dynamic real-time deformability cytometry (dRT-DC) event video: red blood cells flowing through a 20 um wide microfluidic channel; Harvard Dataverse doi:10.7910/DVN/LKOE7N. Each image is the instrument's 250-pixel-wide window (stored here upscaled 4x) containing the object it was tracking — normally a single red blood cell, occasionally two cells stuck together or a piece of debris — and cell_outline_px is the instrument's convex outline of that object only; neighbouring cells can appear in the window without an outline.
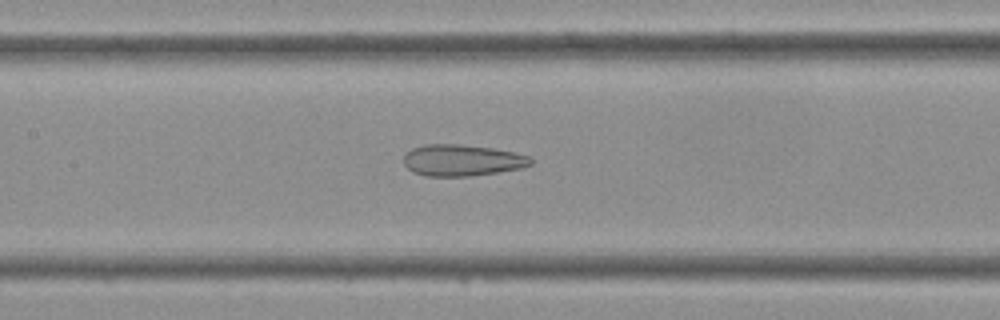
{"species": "Egyptian fruit bat (a non-hibernating species)", "species_latin": "Rousettus aegyptiacus", "temperature_condition": "cold", "stored_images_in_passage": 36, "camera_frame_rate_fps": 3000, "um_per_image_px": 0.085, "frame": {"image": 1, "passage_image": 13, "time_ms": 4.0, "image_size_px": [1000, 320], "cell_outline_px": [[532, 164], [520, 168], [496, 172], [468, 176], [424, 176], [412, 172], [404, 164], [404, 152], [412, 148], [424, 144], [460, 144], [492, 148], [516, 152], [528, 156], [532, 160]], "centroid_in_image_um": [39.23, 13.61], "position_along_channel_um": 168.2, "area_um2": 23.35}}
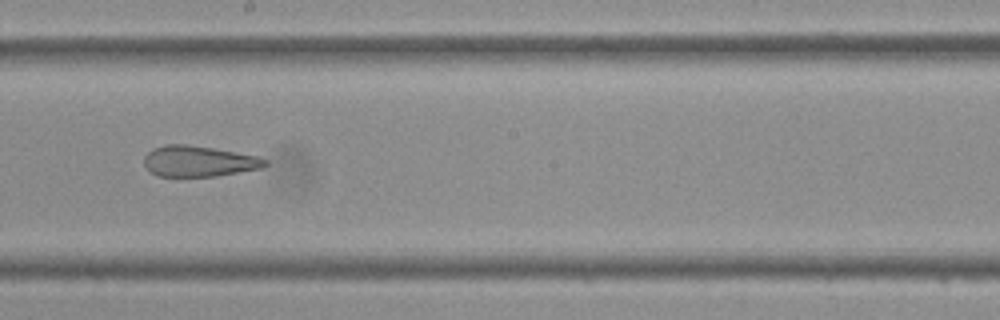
{"frame": {"image": 2, "passage_image": 17, "time_ms": 5.333, "image_size_px": [1000, 320], "cell_outline_px": [[268, 164], [260, 168], [216, 176], [156, 176], [144, 164], [144, 156], [152, 148], [164, 144], [188, 144], [212, 148], [256, 156], [268, 160]], "centroid_in_image_um": [16.86, 13.69], "position_along_channel_um": 231.3, "area_um2": 21.56}}
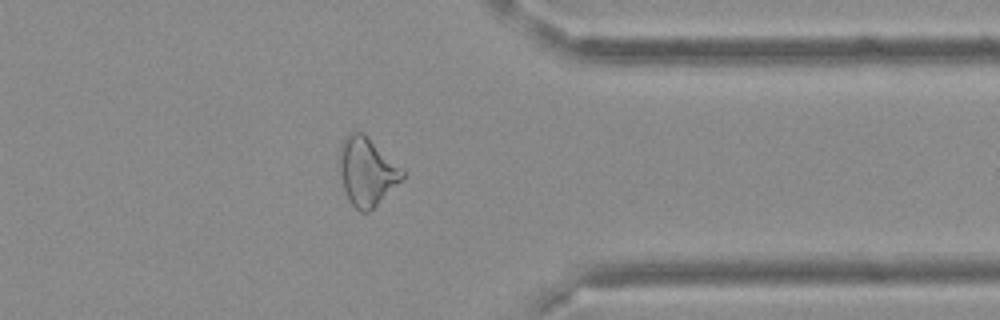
{"frame": {"image": 3, "passage_image": 27, "time_ms": 8.667, "image_size_px": [1000, 320], "cell_outline_px": [[404, 176], [368, 212], [360, 212], [348, 200], [344, 188], [336, 160], [344, 136], [352, 132], [364, 132], [404, 168]], "centroid_in_image_um": [31.15, 14.51], "position_along_channel_um": 380.3, "area_um2": 25.14}}